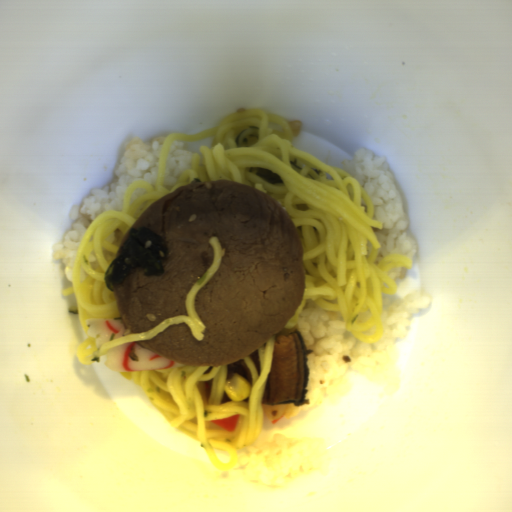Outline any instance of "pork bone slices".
<instances>
[{
    "label": "pork bone slices",
    "mask_w": 512,
    "mask_h": 512,
    "mask_svg": "<svg viewBox=\"0 0 512 512\" xmlns=\"http://www.w3.org/2000/svg\"><path fill=\"white\" fill-rule=\"evenodd\" d=\"M165 242L161 275L140 267L113 290L123 328L143 333L187 315L189 291L213 264L210 237L221 246L220 265L197 293L194 309L205 330L196 339L187 323L166 327L142 348L188 367L239 361L266 344L304 299V250L287 211L266 193L229 180H193L151 204L131 225Z\"/></svg>",
    "instance_id": "1"
},
{
    "label": "pork bone slices",
    "mask_w": 512,
    "mask_h": 512,
    "mask_svg": "<svg viewBox=\"0 0 512 512\" xmlns=\"http://www.w3.org/2000/svg\"><path fill=\"white\" fill-rule=\"evenodd\" d=\"M129 231H130V229H126V231H125V233H124V235H123V237H122V239H121V241H120V244H119V246H118V250H119V249H120V247L125 243V241H126V239H127L128 235H129Z\"/></svg>",
    "instance_id": "2"
}]
</instances>
